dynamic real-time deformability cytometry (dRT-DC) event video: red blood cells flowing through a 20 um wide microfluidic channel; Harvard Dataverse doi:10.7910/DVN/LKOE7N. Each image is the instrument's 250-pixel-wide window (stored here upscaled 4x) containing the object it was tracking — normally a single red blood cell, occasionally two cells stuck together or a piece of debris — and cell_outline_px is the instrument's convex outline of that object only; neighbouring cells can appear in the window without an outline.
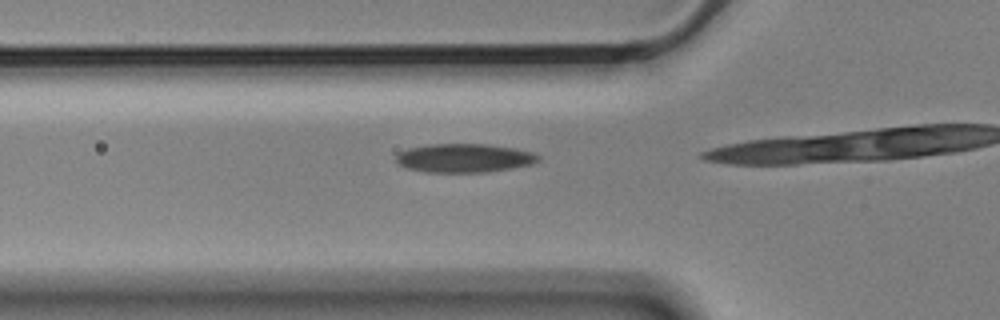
{"species": "Egyptian fruit bat (a non-hibernating species)", "species_latin": "Rousettus aegyptiacus", "temperature_condition": "cold", "stored_images_in_passage": 15, "camera_frame_rate_fps": 3000, "um_per_image_px": 0.085, "animal": {"sex": "male"}, "frame": {"image": 1, "passage_image": 13, "time_ms": 4.0, "image_size_px": [1000, 320], "cell_outline_px": [[540, 160], [532, 164], [512, 168], [484, 172], [428, 172], [408, 168], [396, 164], [396, 156], [400, 152], [408, 148], [428, 144], [484, 144], [512, 148], [532, 152], [540, 156]], "centroid_in_image_um": [39.44, 13.43], "position_along_channel_um": 86.4, "area_um2": 23.7}}